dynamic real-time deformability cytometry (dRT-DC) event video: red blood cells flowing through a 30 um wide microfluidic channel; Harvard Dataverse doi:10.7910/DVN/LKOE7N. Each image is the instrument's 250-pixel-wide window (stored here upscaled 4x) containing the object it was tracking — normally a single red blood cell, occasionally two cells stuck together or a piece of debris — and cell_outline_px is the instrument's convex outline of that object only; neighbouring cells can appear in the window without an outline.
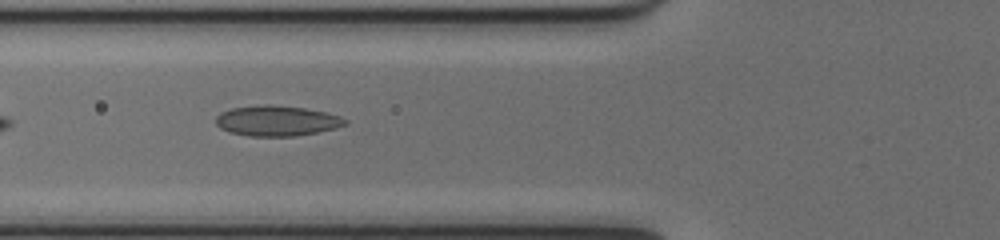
{"species": "common noctule bat (a hibernating species)", "species_latin": "Nyctalus noctula", "temperature_condition": "cold", "stored_images_in_passage": 21, "camera_frame_rate_fps": 3000, "um_per_image_px": 0.085, "animal": {"sex": "female", "body_mass_g": 17.0, "forearm_length_mm": 48.0}, "frame": {"image": 1, "passage_image": 3, "time_ms": 0.667, "image_size_px": [1000, 240], "cell_outline_px": [[348, 124], [336, 128], [296, 136], [248, 136], [232, 132], [220, 128], [216, 124], [216, 116], [220, 112], [232, 108], [260, 104], [272, 104], [304, 108], [324, 112], [340, 116], [348, 120]], "centroid_in_image_um": [23.53, 10.26], "position_along_channel_um": 102.3, "area_um2": 22.95}}
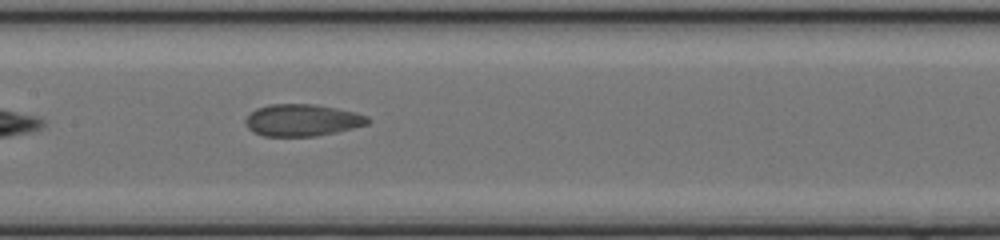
{"frame": {"image": 2, "passage_image": 9, "time_ms": 2.667, "image_size_px": [1000, 240], "cell_outline_px": [[372, 120], [368, 124], [336, 132], [316, 136], [264, 136], [252, 132], [248, 128], [244, 120], [256, 108], [268, 104], [316, 104], [356, 112], [368, 116]], "centroid_in_image_um": [25.7, 10.21], "position_along_channel_um": 181.7, "area_um2": 22.89}}
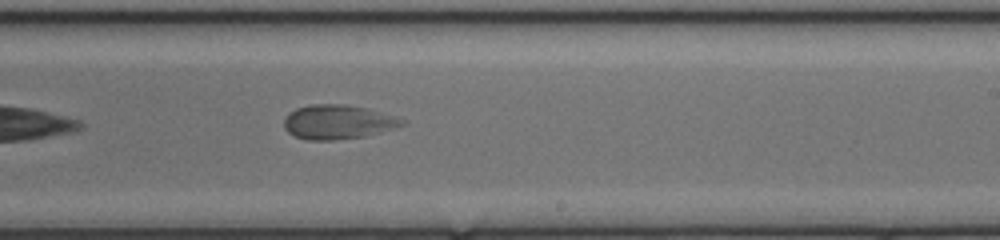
{"frame": {"image": 3, "passage_image": 15, "time_ms": 4.667, "image_size_px": [1000, 240], "cell_outline_px": [[404, 124], [364, 136], [332, 140], [304, 140], [288, 132], [284, 128], [284, 116], [288, 112], [296, 108], [312, 104], [344, 104], [368, 108], [404, 120]], "centroid_in_image_um": [28.62, 10.36], "position_along_channel_um": 260.4, "area_um2": 23.29}}